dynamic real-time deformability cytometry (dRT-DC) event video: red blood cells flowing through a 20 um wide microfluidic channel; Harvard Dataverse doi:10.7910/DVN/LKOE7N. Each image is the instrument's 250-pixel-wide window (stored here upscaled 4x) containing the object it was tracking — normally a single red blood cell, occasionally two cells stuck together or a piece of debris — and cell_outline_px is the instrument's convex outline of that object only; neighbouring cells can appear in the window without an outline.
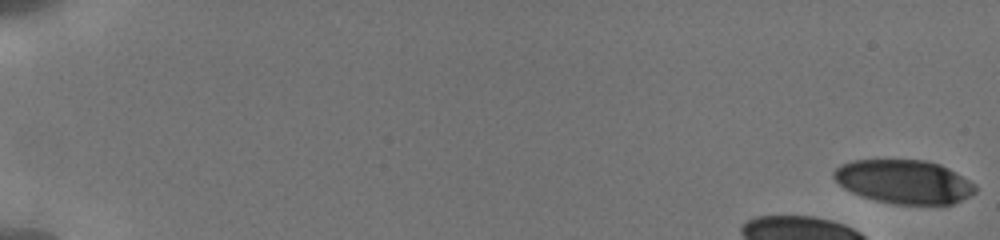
{"species": "human", "species_latin": "Homo sapiens", "temperature_condition": "cold", "stored_images_in_passage": 34, "camera_frame_rate_fps": 3000, "um_per_image_px": 0.085, "donor": {"sex": "male"}, "frame": {"image": 1, "passage_image": 1, "time_ms": 0.0, "image_size_px": [1000, 240], "cell_outline_px": [[976, 192], [952, 204], [896, 204], [876, 200], [852, 192], [844, 188], [832, 176], [832, 172], [840, 164], [852, 160], [924, 160], [940, 164], [948, 168], [976, 184]], "centroid_in_image_um": [76.83, 15.43], "position_along_channel_um": 8.2, "area_um2": 35.89}}